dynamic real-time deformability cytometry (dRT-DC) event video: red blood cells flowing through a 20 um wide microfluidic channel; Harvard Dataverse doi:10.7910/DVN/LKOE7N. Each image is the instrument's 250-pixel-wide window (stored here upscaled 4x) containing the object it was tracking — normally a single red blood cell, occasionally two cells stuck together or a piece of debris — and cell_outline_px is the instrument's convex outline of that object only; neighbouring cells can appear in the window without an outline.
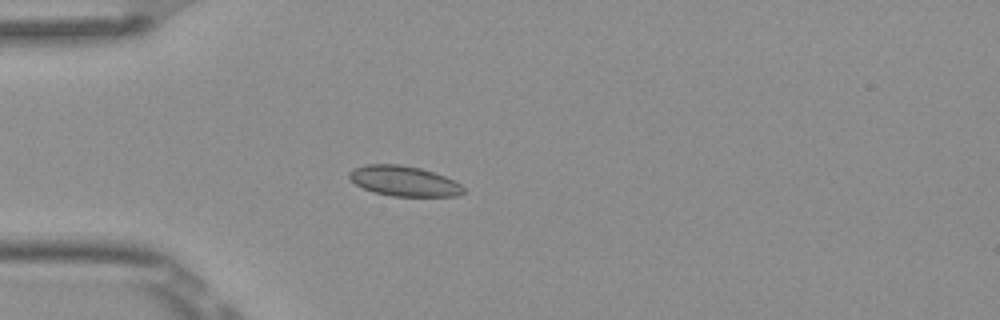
{"species": "Egyptian fruit bat (a non-hibernating species)", "species_latin": "Rousettus aegyptiacus", "temperature_condition": "room temperature", "stored_images_in_passage": 4, "camera_frame_rate_fps": 3000, "um_per_image_px": 0.085, "frame": {"image": 1, "passage_image": 4, "time_ms": 1.0, "image_size_px": [1000, 320], "cell_outline_px": [[464, 192], [460, 196], [392, 196], [372, 192], [356, 184], [348, 176], [348, 172], [352, 168], [364, 164], [400, 164], [420, 168], [444, 176], [460, 184], [464, 188]], "centroid_in_image_um": [34.3, 15.38], "position_along_channel_um": 50.7, "area_um2": 20.11}}